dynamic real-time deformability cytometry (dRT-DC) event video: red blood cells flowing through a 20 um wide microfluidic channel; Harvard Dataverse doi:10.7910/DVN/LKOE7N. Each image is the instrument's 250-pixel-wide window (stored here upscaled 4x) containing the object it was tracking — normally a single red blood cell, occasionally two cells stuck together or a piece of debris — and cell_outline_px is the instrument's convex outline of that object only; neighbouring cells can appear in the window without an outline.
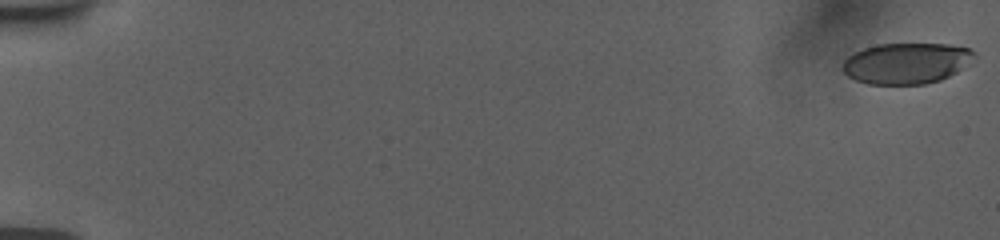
{"species": "human", "species_latin": "Homo sapiens", "temperature_condition": "room temperature", "stored_images_in_passage": 15, "camera_frame_rate_fps": 3000, "um_per_image_px": 0.085, "donor": {"sex": "female"}, "frame": {"image": 1, "passage_image": 1, "time_ms": 0.0, "image_size_px": [1000, 240], "cell_outline_px": [[976, 56], [956, 72], [940, 80], [924, 84], [868, 84], [856, 80], [848, 76], [844, 72], [844, 60], [848, 56], [864, 48], [876, 44], [948, 44], [968, 48], [976, 52]], "centroid_in_image_um": [77.04, 5.37], "position_along_channel_um": 8.0, "area_um2": 31.15}}